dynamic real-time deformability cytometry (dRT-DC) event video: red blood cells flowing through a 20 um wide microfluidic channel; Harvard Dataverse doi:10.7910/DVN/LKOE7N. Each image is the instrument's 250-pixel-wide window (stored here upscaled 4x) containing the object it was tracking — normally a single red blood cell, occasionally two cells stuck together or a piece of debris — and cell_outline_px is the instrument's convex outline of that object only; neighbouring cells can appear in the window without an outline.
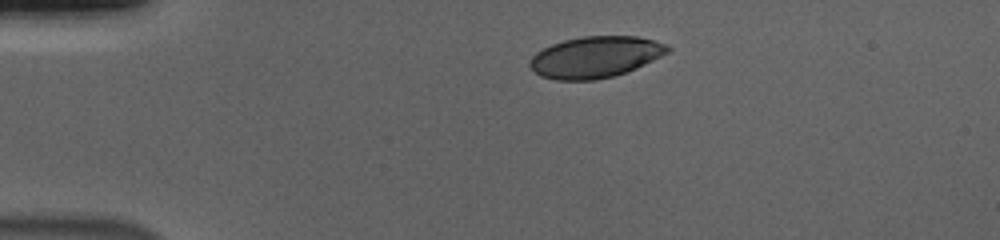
{"species": "human", "species_latin": "Homo sapiens", "temperature_condition": "cold", "stored_images_in_passage": 45, "camera_frame_rate_fps": 3000, "um_per_image_px": 0.085, "donor": {"sex": "male"}, "frame": {"image": 1, "passage_image": 1, "time_ms": 0.0, "image_size_px": [1000, 240], "cell_outline_px": [[672, 48], [668, 52], [636, 68], [612, 76], [596, 80], [556, 80], [540, 76], [528, 64], [532, 56], [536, 52], [552, 44], [564, 40], [580, 36], [636, 36], [652, 40], [664, 44]], "centroid_in_image_um": [50.57, 4.85], "position_along_channel_um": 34.4, "area_um2": 32.89}}
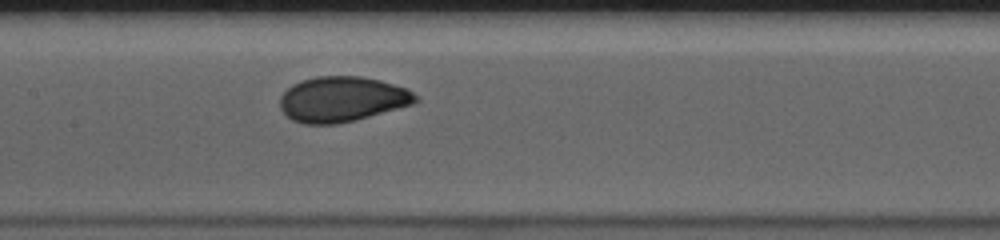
{"frame": {"image": 2, "passage_image": 17, "time_ms": 5.333, "image_size_px": [1000, 240], "cell_outline_px": [[420, 100], [412, 104], [356, 120], [336, 124], [304, 124], [292, 120], [280, 108], [280, 96], [292, 84], [300, 80], [316, 76], [360, 76], [380, 80], [408, 88]], "centroid_in_image_um": [29.07, 8.42], "position_along_channel_um": 178.3, "area_um2": 35.84}}
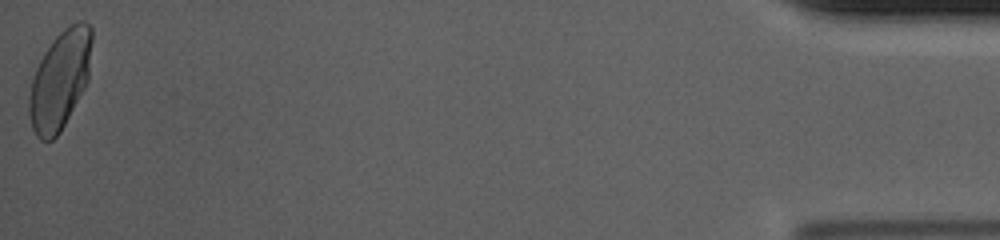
{"frame": {"image": 3, "passage_image": 45, "time_ms": 14.667, "image_size_px": [1000, 240], "cell_outline_px": [[92, 40], [88, 80], [84, 88], [60, 132], [52, 140], [40, 140], [36, 136], [32, 128], [28, 112], [28, 96], [32, 80], [36, 68], [44, 52], [52, 40], [64, 28], [80, 20], [84, 20], [92, 28]], "centroid_in_image_um": [5.08, 6.78], "position_along_channel_um": 430.1, "area_um2": 36.01}, "authors_computed_cell_mechanics": {"area_um2": 35.0268, "velocity_mm_per_s": 3.6825, "shape_relaxation_time_tau1_ms": 3.6587, "shape_relaxation_time_tau2_ms": null, "deformation_change_tau1": 0.1373, "deformation_change_tau2": null}}